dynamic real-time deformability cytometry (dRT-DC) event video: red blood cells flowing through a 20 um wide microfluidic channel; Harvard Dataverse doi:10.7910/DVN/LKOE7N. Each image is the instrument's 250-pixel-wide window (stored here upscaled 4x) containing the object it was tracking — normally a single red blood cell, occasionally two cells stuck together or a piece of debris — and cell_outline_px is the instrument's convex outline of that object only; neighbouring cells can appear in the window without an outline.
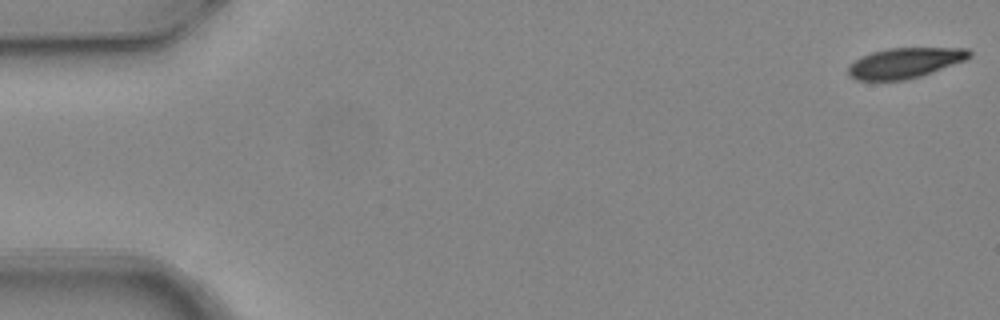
{"species": "common noctule bat (a hibernating species)", "species_latin": "Nyctalus noctula", "temperature_condition": "warm", "stored_images_in_passage": 3, "camera_frame_rate_fps": 3000, "um_per_image_px": 0.085, "animal": {"sex": "female", "body_mass_g": 24.6, "forearm_length_mm": 56.2}, "frame": {"image": 1, "passage_image": 1, "time_ms": 0.0, "image_size_px": [1000, 320], "cell_outline_px": [[972, 56], [968, 60], [920, 76], [904, 80], [856, 80], [848, 76], [848, 68], [860, 56], [872, 52], [888, 48], [968, 48], [972, 52]], "centroid_in_image_um": [76.96, 5.34], "position_along_channel_um": 8.0, "area_um2": 21.5}}